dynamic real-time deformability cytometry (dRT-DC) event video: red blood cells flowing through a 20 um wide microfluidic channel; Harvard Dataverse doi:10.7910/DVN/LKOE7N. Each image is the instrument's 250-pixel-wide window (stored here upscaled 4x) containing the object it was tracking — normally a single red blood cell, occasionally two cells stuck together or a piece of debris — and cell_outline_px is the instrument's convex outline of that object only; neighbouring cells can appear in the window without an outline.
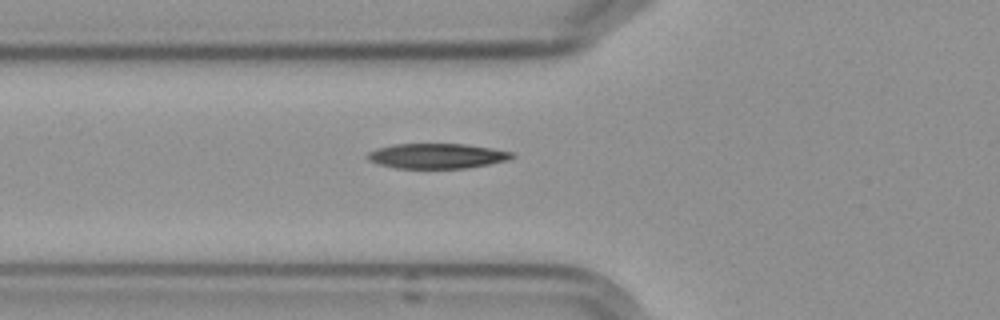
{"species": "Egyptian fruit bat (a non-hibernating species)", "species_latin": "Rousettus aegyptiacus", "temperature_condition": "cold", "stored_images_in_passage": 3, "camera_frame_rate_fps": 3000, "um_per_image_px": 0.085, "frame": {"image": 1, "passage_image": 3, "time_ms": 2.0, "image_size_px": [1000, 320], "cell_outline_px": [[516, 156], [508, 160], [468, 168], [396, 168], [380, 164], [368, 160], [364, 156], [368, 152], [376, 148], [392, 144], [464, 144], [492, 148], [512, 152]], "centroid_in_image_um": [37.12, 13.25], "position_along_channel_um": 88.7, "area_um2": 21.15}}